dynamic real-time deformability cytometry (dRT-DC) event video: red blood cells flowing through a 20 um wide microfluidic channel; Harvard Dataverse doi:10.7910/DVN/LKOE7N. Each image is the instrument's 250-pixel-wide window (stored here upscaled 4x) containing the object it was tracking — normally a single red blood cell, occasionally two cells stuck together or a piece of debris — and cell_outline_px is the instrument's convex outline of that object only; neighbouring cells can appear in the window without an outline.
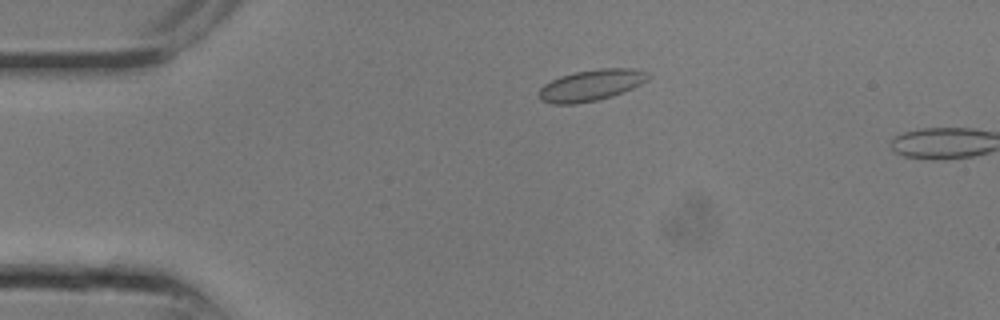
{"species": "common noctule bat (a hibernating species)", "species_latin": "Nyctalus noctula", "temperature_condition": "room temperature", "stored_images_in_passage": 2, "camera_frame_rate_fps": 3000, "um_per_image_px": 0.085, "animal": {"sex": "male", "body_mass_g": 13.3}, "frame": {"image": 1, "passage_image": 1, "time_ms": 0.0, "image_size_px": [1000, 320], "cell_outline_px": [[648, 80], [632, 88], [612, 96], [596, 100], [572, 104], [552, 104], [544, 100], [540, 96], [540, 88], [544, 84], [560, 76], [576, 72], [600, 68], [628, 68], [648, 72]], "centroid_in_image_um": [50.25, 7.23], "position_along_channel_um": 34.7, "area_um2": 19.48}}